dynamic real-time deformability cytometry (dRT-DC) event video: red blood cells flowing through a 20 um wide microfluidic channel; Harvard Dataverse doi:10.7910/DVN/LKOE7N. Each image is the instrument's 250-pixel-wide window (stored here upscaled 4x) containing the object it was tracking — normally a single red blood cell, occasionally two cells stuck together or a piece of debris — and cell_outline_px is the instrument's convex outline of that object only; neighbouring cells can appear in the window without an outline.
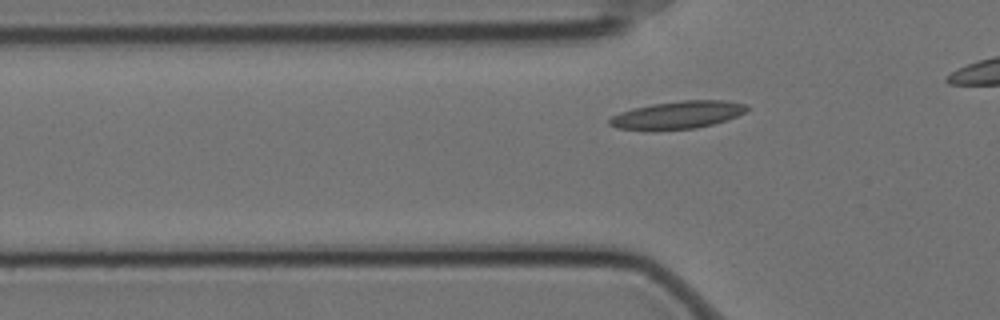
{"species": "Egyptian fruit bat (a non-hibernating species)", "species_latin": "Rousettus aegyptiacus", "temperature_condition": "cold", "stored_images_in_passage": 38, "camera_frame_rate_fps": 3000, "um_per_image_px": 0.085, "animal": {"sex": "female"}, "frame": {"image": 1, "passage_image": 9, "time_ms": 2.667, "image_size_px": [1000, 320], "cell_outline_px": [[748, 108], [744, 112], [736, 116], [712, 124], [696, 128], [652, 132], [616, 128], [608, 124], [608, 120], [612, 116], [620, 112], [632, 108], [652, 104], [684, 100], [724, 100], [748, 104]], "centroid_in_image_um": [57.52, 9.79], "position_along_channel_um": 68.3, "area_um2": 22.54}}
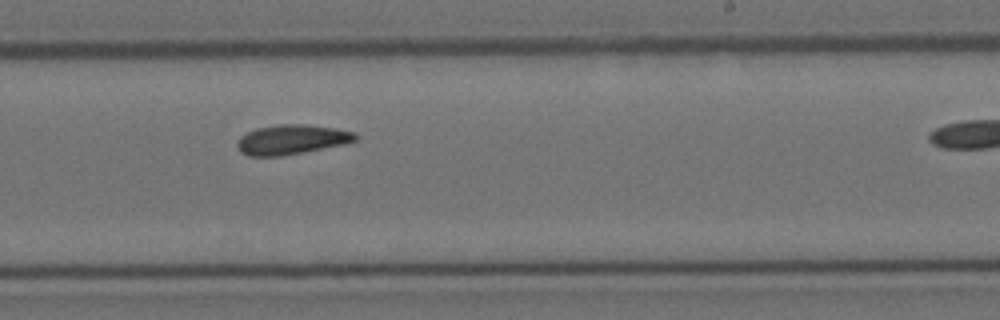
{"frame": {"image": 2, "passage_image": 26, "time_ms": 8.333, "image_size_px": [1000, 320], "cell_outline_px": [[356, 140], [344, 144], [304, 152], [280, 156], [248, 156], [240, 152], [236, 144], [240, 136], [256, 128], [280, 124], [304, 124], [336, 128], [356, 132]], "centroid_in_image_um": [24.77, 11.86], "position_along_channel_um": 264.2, "area_um2": 20.46}}
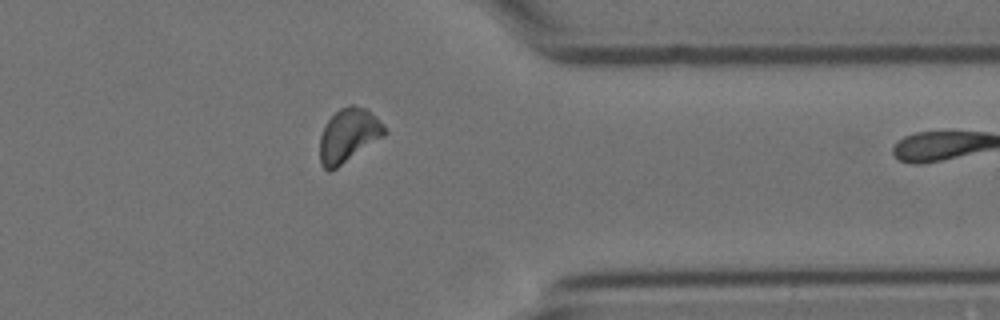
{"frame": {"image": 3, "passage_image": 37, "time_ms": 12.0, "image_size_px": [1000, 320], "cell_outline_px": [[388, 132], [384, 136], [336, 168], [328, 172], [320, 164], [320, 136], [324, 124], [340, 108], [348, 104], [352, 104], [364, 108], [384, 124]], "centroid_in_image_um": [29.61, 11.5], "position_along_channel_um": 381.8, "area_um2": 20.17}}